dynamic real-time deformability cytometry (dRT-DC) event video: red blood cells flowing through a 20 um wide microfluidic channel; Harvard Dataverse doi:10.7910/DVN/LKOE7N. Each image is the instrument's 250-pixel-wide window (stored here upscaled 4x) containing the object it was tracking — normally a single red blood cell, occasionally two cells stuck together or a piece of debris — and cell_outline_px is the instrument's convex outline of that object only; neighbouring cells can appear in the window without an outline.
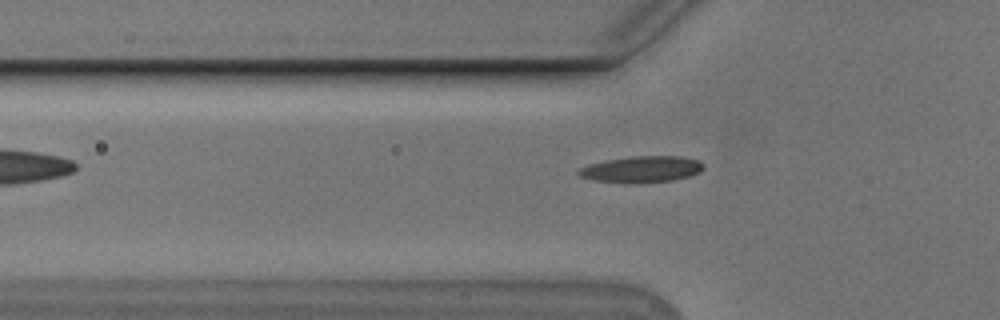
{"species": "Egyptian fruit bat (a non-hibernating species)", "species_latin": "Rousettus aegyptiacus", "temperature_condition": "cold", "stored_images_in_passage": 37, "camera_frame_rate_fps": 3000, "um_per_image_px": 0.085, "animal": {"sex": "male"}, "frame": {"image": 1, "passage_image": 2, "time_ms": 0.333, "image_size_px": [1000, 320], "cell_outline_px": [[704, 168], [700, 172], [692, 176], [672, 180], [636, 184], [632, 184], [592, 180], [580, 176], [576, 172], [576, 168], [588, 164], [604, 160], [632, 156], [680, 156], [700, 160], [704, 164]], "centroid_in_image_um": [54.52, 14.39], "position_along_channel_um": 71.3, "area_um2": 19.71}}
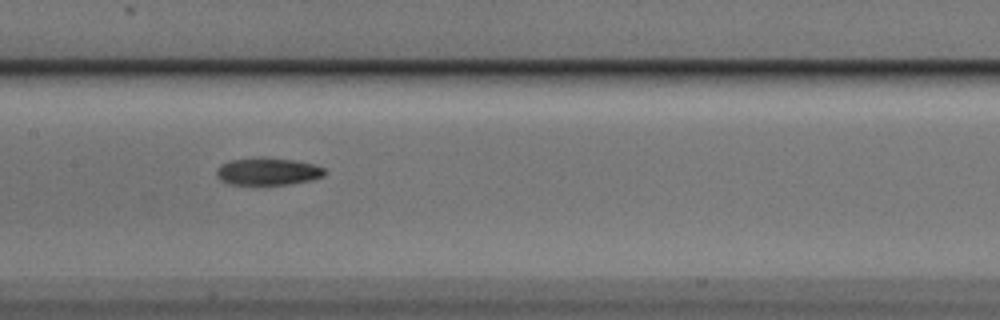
{"frame": {"image": 2, "passage_image": 11, "time_ms": 3.333, "image_size_px": [1000, 320], "cell_outline_px": [[328, 172], [324, 176], [312, 180], [288, 184], [228, 184], [220, 180], [216, 176], [216, 168], [220, 164], [232, 160], [264, 156], [292, 160], [312, 164], [324, 168]], "centroid_in_image_um": [22.75, 14.56], "position_along_channel_um": 184.7, "area_um2": 17.4}}
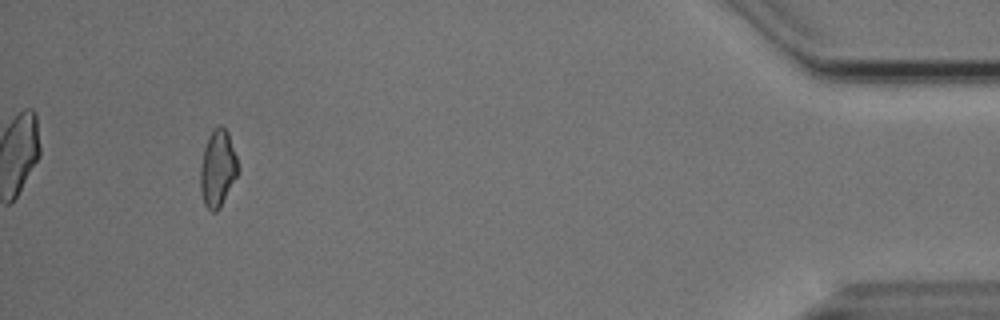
{"frame": {"image": 3, "passage_image": 35, "time_ms": 11.333, "image_size_px": [1000, 320], "cell_outline_px": [[240, 172], [220, 208], [216, 212], [212, 212], [204, 204], [200, 188], [200, 164], [204, 148], [208, 136], [220, 124], [228, 132], [240, 168]], "centroid_in_image_um": [18.52, 14.35], "position_along_channel_um": 416.7, "area_um2": 17.05}}